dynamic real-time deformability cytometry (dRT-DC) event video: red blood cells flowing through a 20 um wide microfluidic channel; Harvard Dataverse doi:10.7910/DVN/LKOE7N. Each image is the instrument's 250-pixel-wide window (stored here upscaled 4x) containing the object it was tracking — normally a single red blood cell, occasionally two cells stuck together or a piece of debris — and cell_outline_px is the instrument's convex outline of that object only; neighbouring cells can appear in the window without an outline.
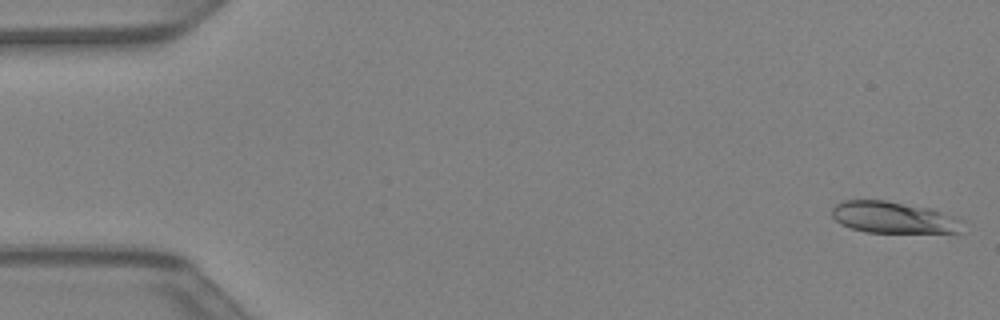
{"species": "Egyptian fruit bat (a non-hibernating species)", "species_latin": "Rousettus aegyptiacus", "temperature_condition": "warm", "stored_images_in_passage": 38, "camera_frame_rate_fps": 3000, "um_per_image_px": 0.085, "animal": {"sex": "female"}, "frame": {"image": 1, "passage_image": 1, "time_ms": 0.0, "image_size_px": [1000, 320], "cell_outline_px": [[964, 220], [960, 232], [864, 232], [840, 224], [832, 216], [832, 208], [836, 204], [844, 200], [884, 200], [932, 208]], "centroid_in_image_um": [75.94, 18.47], "position_along_channel_um": 9.1, "area_um2": 24.04}}
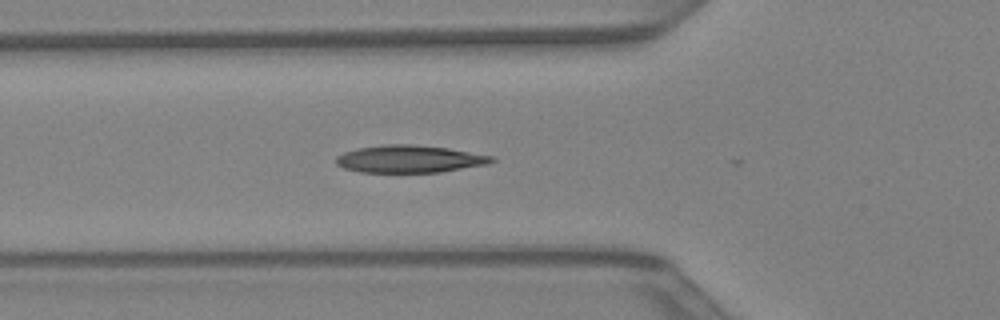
{"frame": {"image": 2, "passage_image": 15, "time_ms": 4.667, "image_size_px": [1000, 320], "cell_outline_px": [[496, 160], [488, 164], [440, 172], [360, 172], [344, 168], [336, 164], [336, 156], [344, 152], [360, 148], [388, 144], [412, 144], [448, 148], [492, 156]], "centroid_in_image_um": [34.81, 13.51], "position_along_channel_um": 91.0, "area_um2": 24.68}}
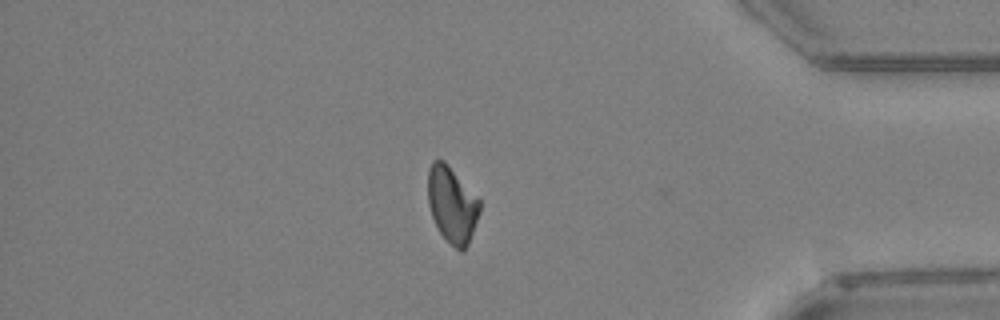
{"frame": {"image": 3, "passage_image": 36, "time_ms": 11.667, "image_size_px": [1000, 320], "cell_outline_px": [[480, 212], [468, 244], [464, 252], [460, 252], [440, 232], [432, 216], [428, 204], [428, 168], [432, 160], [444, 160], [480, 200]], "centroid_in_image_um": [38.42, 17.38], "position_along_channel_um": 396.8, "area_um2": 22.77}}